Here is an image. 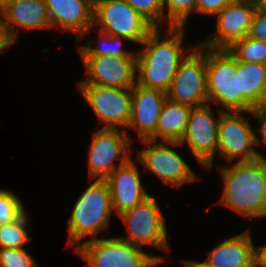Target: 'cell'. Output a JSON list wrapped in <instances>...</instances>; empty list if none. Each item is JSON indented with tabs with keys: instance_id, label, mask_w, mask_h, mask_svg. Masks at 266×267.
<instances>
[{
	"instance_id": "1",
	"label": "cell",
	"mask_w": 266,
	"mask_h": 267,
	"mask_svg": "<svg viewBox=\"0 0 266 267\" xmlns=\"http://www.w3.org/2000/svg\"><path fill=\"white\" fill-rule=\"evenodd\" d=\"M160 31L155 27L141 43L143 50L136 52V83L166 93L179 64L195 46L183 48L184 26L167 27L164 39Z\"/></svg>"
},
{
	"instance_id": "2",
	"label": "cell",
	"mask_w": 266,
	"mask_h": 267,
	"mask_svg": "<svg viewBox=\"0 0 266 267\" xmlns=\"http://www.w3.org/2000/svg\"><path fill=\"white\" fill-rule=\"evenodd\" d=\"M224 190L219 204L247 220L266 217V161L237 162L220 167Z\"/></svg>"
},
{
	"instance_id": "3",
	"label": "cell",
	"mask_w": 266,
	"mask_h": 267,
	"mask_svg": "<svg viewBox=\"0 0 266 267\" xmlns=\"http://www.w3.org/2000/svg\"><path fill=\"white\" fill-rule=\"evenodd\" d=\"M113 214L111 195L105 180L93 182L79 196L72 209L68 225V247H73L86 237L97 239V235L108 230Z\"/></svg>"
},
{
	"instance_id": "4",
	"label": "cell",
	"mask_w": 266,
	"mask_h": 267,
	"mask_svg": "<svg viewBox=\"0 0 266 267\" xmlns=\"http://www.w3.org/2000/svg\"><path fill=\"white\" fill-rule=\"evenodd\" d=\"M206 78L208 103L221 104L223 112L253 111L239 92V61L227 49L206 47Z\"/></svg>"
},
{
	"instance_id": "5",
	"label": "cell",
	"mask_w": 266,
	"mask_h": 267,
	"mask_svg": "<svg viewBox=\"0 0 266 267\" xmlns=\"http://www.w3.org/2000/svg\"><path fill=\"white\" fill-rule=\"evenodd\" d=\"M118 237L85 240L74 247L89 267H156L165 260Z\"/></svg>"
},
{
	"instance_id": "6",
	"label": "cell",
	"mask_w": 266,
	"mask_h": 267,
	"mask_svg": "<svg viewBox=\"0 0 266 267\" xmlns=\"http://www.w3.org/2000/svg\"><path fill=\"white\" fill-rule=\"evenodd\" d=\"M101 31L141 44L155 28L125 0H94L93 26Z\"/></svg>"
},
{
	"instance_id": "7",
	"label": "cell",
	"mask_w": 266,
	"mask_h": 267,
	"mask_svg": "<svg viewBox=\"0 0 266 267\" xmlns=\"http://www.w3.org/2000/svg\"><path fill=\"white\" fill-rule=\"evenodd\" d=\"M124 225L128 228V237H119L122 241L137 246L151 245L168 252L166 219L163 216L156 197L148 196L135 207L121 213Z\"/></svg>"
},
{
	"instance_id": "8",
	"label": "cell",
	"mask_w": 266,
	"mask_h": 267,
	"mask_svg": "<svg viewBox=\"0 0 266 267\" xmlns=\"http://www.w3.org/2000/svg\"><path fill=\"white\" fill-rule=\"evenodd\" d=\"M141 141L147 148L137 151L136 161L157 175L164 184L175 188L198 179L191 166L171 147L182 146L180 142H158L150 139Z\"/></svg>"
},
{
	"instance_id": "9",
	"label": "cell",
	"mask_w": 266,
	"mask_h": 267,
	"mask_svg": "<svg viewBox=\"0 0 266 267\" xmlns=\"http://www.w3.org/2000/svg\"><path fill=\"white\" fill-rule=\"evenodd\" d=\"M244 113L250 112H223L219 109L218 121V156L232 162H251L257 159L265 160L266 155L255 149V130ZM244 114V115H243Z\"/></svg>"
},
{
	"instance_id": "10",
	"label": "cell",
	"mask_w": 266,
	"mask_h": 267,
	"mask_svg": "<svg viewBox=\"0 0 266 267\" xmlns=\"http://www.w3.org/2000/svg\"><path fill=\"white\" fill-rule=\"evenodd\" d=\"M206 79V47L196 43L179 64L166 96L173 102L192 107L206 104L208 103Z\"/></svg>"
},
{
	"instance_id": "11",
	"label": "cell",
	"mask_w": 266,
	"mask_h": 267,
	"mask_svg": "<svg viewBox=\"0 0 266 267\" xmlns=\"http://www.w3.org/2000/svg\"><path fill=\"white\" fill-rule=\"evenodd\" d=\"M82 97L93 110L102 129L126 131L131 119V89L78 84ZM125 128V129H124Z\"/></svg>"
},
{
	"instance_id": "12",
	"label": "cell",
	"mask_w": 266,
	"mask_h": 267,
	"mask_svg": "<svg viewBox=\"0 0 266 267\" xmlns=\"http://www.w3.org/2000/svg\"><path fill=\"white\" fill-rule=\"evenodd\" d=\"M133 140L121 129H100L93 135L88 155L89 180H105L131 157ZM120 157V158H119ZM119 158L120 163L115 164Z\"/></svg>"
},
{
	"instance_id": "13",
	"label": "cell",
	"mask_w": 266,
	"mask_h": 267,
	"mask_svg": "<svg viewBox=\"0 0 266 267\" xmlns=\"http://www.w3.org/2000/svg\"><path fill=\"white\" fill-rule=\"evenodd\" d=\"M210 103L191 107L186 133L180 144L187 143L197 163L211 169L218 148V119L214 117Z\"/></svg>"
},
{
	"instance_id": "14",
	"label": "cell",
	"mask_w": 266,
	"mask_h": 267,
	"mask_svg": "<svg viewBox=\"0 0 266 267\" xmlns=\"http://www.w3.org/2000/svg\"><path fill=\"white\" fill-rule=\"evenodd\" d=\"M88 75L78 84L131 89L136 84V56H81Z\"/></svg>"
},
{
	"instance_id": "15",
	"label": "cell",
	"mask_w": 266,
	"mask_h": 267,
	"mask_svg": "<svg viewBox=\"0 0 266 267\" xmlns=\"http://www.w3.org/2000/svg\"><path fill=\"white\" fill-rule=\"evenodd\" d=\"M256 8V0H233L216 15L217 30L213 35L198 43L210 49H227L248 35Z\"/></svg>"
},
{
	"instance_id": "16",
	"label": "cell",
	"mask_w": 266,
	"mask_h": 267,
	"mask_svg": "<svg viewBox=\"0 0 266 267\" xmlns=\"http://www.w3.org/2000/svg\"><path fill=\"white\" fill-rule=\"evenodd\" d=\"M52 28L71 31L79 43L93 28L94 0H44Z\"/></svg>"
},
{
	"instance_id": "17",
	"label": "cell",
	"mask_w": 266,
	"mask_h": 267,
	"mask_svg": "<svg viewBox=\"0 0 266 267\" xmlns=\"http://www.w3.org/2000/svg\"><path fill=\"white\" fill-rule=\"evenodd\" d=\"M135 164L130 158L105 179L110 190L112 209L117 216L151 195L146 192Z\"/></svg>"
},
{
	"instance_id": "18",
	"label": "cell",
	"mask_w": 266,
	"mask_h": 267,
	"mask_svg": "<svg viewBox=\"0 0 266 267\" xmlns=\"http://www.w3.org/2000/svg\"><path fill=\"white\" fill-rule=\"evenodd\" d=\"M131 98V119L127 128L134 129L140 140L149 139L156 132L166 93L136 83L131 88Z\"/></svg>"
},
{
	"instance_id": "19",
	"label": "cell",
	"mask_w": 266,
	"mask_h": 267,
	"mask_svg": "<svg viewBox=\"0 0 266 267\" xmlns=\"http://www.w3.org/2000/svg\"><path fill=\"white\" fill-rule=\"evenodd\" d=\"M3 29L13 45L21 28L28 30L51 29L44 0H17L2 11Z\"/></svg>"
},
{
	"instance_id": "20",
	"label": "cell",
	"mask_w": 266,
	"mask_h": 267,
	"mask_svg": "<svg viewBox=\"0 0 266 267\" xmlns=\"http://www.w3.org/2000/svg\"><path fill=\"white\" fill-rule=\"evenodd\" d=\"M247 229L212 248L203 262L210 267H254V244Z\"/></svg>"
},
{
	"instance_id": "21",
	"label": "cell",
	"mask_w": 266,
	"mask_h": 267,
	"mask_svg": "<svg viewBox=\"0 0 266 267\" xmlns=\"http://www.w3.org/2000/svg\"><path fill=\"white\" fill-rule=\"evenodd\" d=\"M190 105L166 99L156 127V132L149 138L153 141L180 142L184 137L191 110Z\"/></svg>"
},
{
	"instance_id": "22",
	"label": "cell",
	"mask_w": 266,
	"mask_h": 267,
	"mask_svg": "<svg viewBox=\"0 0 266 267\" xmlns=\"http://www.w3.org/2000/svg\"><path fill=\"white\" fill-rule=\"evenodd\" d=\"M239 92L254 108L266 102V64L239 61Z\"/></svg>"
},
{
	"instance_id": "23",
	"label": "cell",
	"mask_w": 266,
	"mask_h": 267,
	"mask_svg": "<svg viewBox=\"0 0 266 267\" xmlns=\"http://www.w3.org/2000/svg\"><path fill=\"white\" fill-rule=\"evenodd\" d=\"M93 31H98L99 33V39L95 41L97 46H93L92 40L87 41V44H80L77 51L80 56H136L135 52L127 51L121 47L122 42L128 41L126 38L110 35L96 28Z\"/></svg>"
},
{
	"instance_id": "24",
	"label": "cell",
	"mask_w": 266,
	"mask_h": 267,
	"mask_svg": "<svg viewBox=\"0 0 266 267\" xmlns=\"http://www.w3.org/2000/svg\"><path fill=\"white\" fill-rule=\"evenodd\" d=\"M227 50L238 61L266 64V42L248 35L234 41Z\"/></svg>"
},
{
	"instance_id": "25",
	"label": "cell",
	"mask_w": 266,
	"mask_h": 267,
	"mask_svg": "<svg viewBox=\"0 0 266 267\" xmlns=\"http://www.w3.org/2000/svg\"><path fill=\"white\" fill-rule=\"evenodd\" d=\"M29 216L25 211L18 219L11 223L0 225V248H24L30 237L28 236Z\"/></svg>"
},
{
	"instance_id": "26",
	"label": "cell",
	"mask_w": 266,
	"mask_h": 267,
	"mask_svg": "<svg viewBox=\"0 0 266 267\" xmlns=\"http://www.w3.org/2000/svg\"><path fill=\"white\" fill-rule=\"evenodd\" d=\"M162 2L167 27H185L190 13H196L197 0H162Z\"/></svg>"
},
{
	"instance_id": "27",
	"label": "cell",
	"mask_w": 266,
	"mask_h": 267,
	"mask_svg": "<svg viewBox=\"0 0 266 267\" xmlns=\"http://www.w3.org/2000/svg\"><path fill=\"white\" fill-rule=\"evenodd\" d=\"M25 211L17 194L10 190L0 189V225L15 221Z\"/></svg>"
},
{
	"instance_id": "28",
	"label": "cell",
	"mask_w": 266,
	"mask_h": 267,
	"mask_svg": "<svg viewBox=\"0 0 266 267\" xmlns=\"http://www.w3.org/2000/svg\"><path fill=\"white\" fill-rule=\"evenodd\" d=\"M134 10L145 17L154 27H162L165 21L162 0H125Z\"/></svg>"
},
{
	"instance_id": "29",
	"label": "cell",
	"mask_w": 266,
	"mask_h": 267,
	"mask_svg": "<svg viewBox=\"0 0 266 267\" xmlns=\"http://www.w3.org/2000/svg\"><path fill=\"white\" fill-rule=\"evenodd\" d=\"M0 267H38L25 248H0Z\"/></svg>"
},
{
	"instance_id": "30",
	"label": "cell",
	"mask_w": 266,
	"mask_h": 267,
	"mask_svg": "<svg viewBox=\"0 0 266 267\" xmlns=\"http://www.w3.org/2000/svg\"><path fill=\"white\" fill-rule=\"evenodd\" d=\"M248 36L266 42V10L257 6Z\"/></svg>"
},
{
	"instance_id": "31",
	"label": "cell",
	"mask_w": 266,
	"mask_h": 267,
	"mask_svg": "<svg viewBox=\"0 0 266 267\" xmlns=\"http://www.w3.org/2000/svg\"><path fill=\"white\" fill-rule=\"evenodd\" d=\"M233 0H197L196 13L216 16Z\"/></svg>"
},
{
	"instance_id": "32",
	"label": "cell",
	"mask_w": 266,
	"mask_h": 267,
	"mask_svg": "<svg viewBox=\"0 0 266 267\" xmlns=\"http://www.w3.org/2000/svg\"><path fill=\"white\" fill-rule=\"evenodd\" d=\"M250 116H255L261 122L259 134L262 136V141L260 138L255 134V143L258 146L266 145V102L260 104L259 106L253 108V111L249 113Z\"/></svg>"
},
{
	"instance_id": "33",
	"label": "cell",
	"mask_w": 266,
	"mask_h": 267,
	"mask_svg": "<svg viewBox=\"0 0 266 267\" xmlns=\"http://www.w3.org/2000/svg\"><path fill=\"white\" fill-rule=\"evenodd\" d=\"M254 267H266V244L254 246Z\"/></svg>"
},
{
	"instance_id": "34",
	"label": "cell",
	"mask_w": 266,
	"mask_h": 267,
	"mask_svg": "<svg viewBox=\"0 0 266 267\" xmlns=\"http://www.w3.org/2000/svg\"><path fill=\"white\" fill-rule=\"evenodd\" d=\"M12 46L10 41L6 38L3 29L2 12H0V51L4 52V49Z\"/></svg>"
},
{
	"instance_id": "35",
	"label": "cell",
	"mask_w": 266,
	"mask_h": 267,
	"mask_svg": "<svg viewBox=\"0 0 266 267\" xmlns=\"http://www.w3.org/2000/svg\"><path fill=\"white\" fill-rule=\"evenodd\" d=\"M184 267H210L204 262L194 260H181Z\"/></svg>"
},
{
	"instance_id": "36",
	"label": "cell",
	"mask_w": 266,
	"mask_h": 267,
	"mask_svg": "<svg viewBox=\"0 0 266 267\" xmlns=\"http://www.w3.org/2000/svg\"><path fill=\"white\" fill-rule=\"evenodd\" d=\"M17 0H0V12L5 10L8 6L16 2Z\"/></svg>"
},
{
	"instance_id": "37",
	"label": "cell",
	"mask_w": 266,
	"mask_h": 267,
	"mask_svg": "<svg viewBox=\"0 0 266 267\" xmlns=\"http://www.w3.org/2000/svg\"><path fill=\"white\" fill-rule=\"evenodd\" d=\"M257 6L263 10H266V0H256Z\"/></svg>"
}]
</instances>
